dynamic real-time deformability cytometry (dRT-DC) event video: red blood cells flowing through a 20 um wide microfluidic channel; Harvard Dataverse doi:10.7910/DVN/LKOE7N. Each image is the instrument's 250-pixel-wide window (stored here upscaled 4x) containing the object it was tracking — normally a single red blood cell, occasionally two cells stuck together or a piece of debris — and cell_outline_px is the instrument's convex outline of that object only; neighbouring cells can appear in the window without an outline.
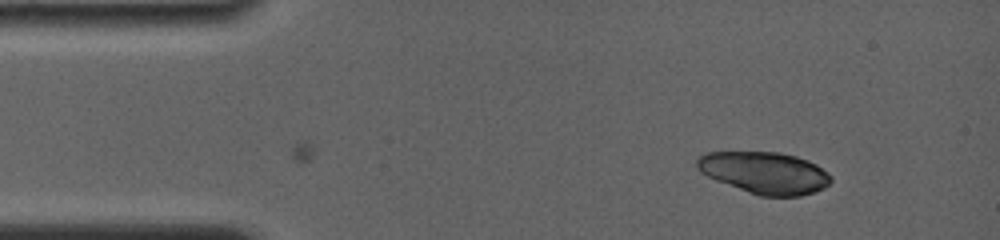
{"species": "common noctule bat (a hibernating species)", "species_latin": "Nyctalus noctula", "temperature_condition": "room temperature", "stored_images_in_passage": 6, "camera_frame_rate_fps": 4000, "um_per_image_px": 0.085, "animal": {"sex": "female", "body_mass_g": 19.0, "forearm_length_mm": 56.7}, "frame": {"image": 1, "passage_image": 1, "time_ms": 0.0, "image_size_px": [1000, 240], "cell_outline_px": [[832, 180], [824, 188], [816, 192], [800, 196], [760, 196], [716, 180], [700, 172], [696, 168], [696, 160], [704, 152], [780, 152], [796, 156], [808, 160], [816, 164], [828, 172], [832, 176]], "centroid_in_image_um": [65.01, 14.68], "position_along_channel_um": 20.0, "area_um2": 32.77}}